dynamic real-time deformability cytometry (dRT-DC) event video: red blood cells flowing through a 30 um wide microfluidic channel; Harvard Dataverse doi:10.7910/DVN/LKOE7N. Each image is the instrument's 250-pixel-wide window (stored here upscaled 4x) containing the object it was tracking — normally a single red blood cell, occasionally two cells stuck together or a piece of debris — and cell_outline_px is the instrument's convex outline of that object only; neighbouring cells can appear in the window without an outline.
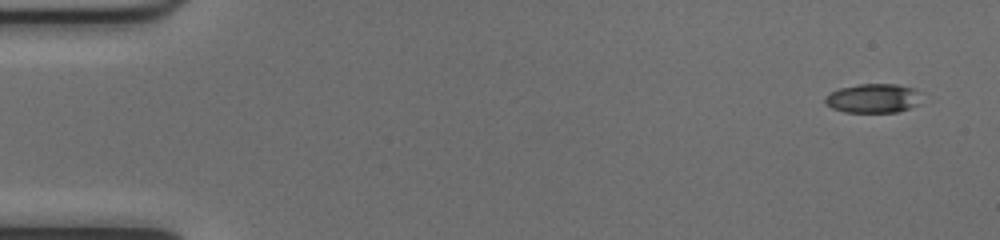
{"species": "common noctule bat (a hibernating species)", "species_latin": "Nyctalus noctula", "temperature_condition": "cold", "stored_images_in_passage": 50, "camera_frame_rate_fps": 3000, "um_per_image_px": 0.085, "animal": {"sex": "female", "body_mass_g": 17.0, "forearm_length_mm": 48.0}, "frame": {"image": 1, "passage_image": 1, "time_ms": 0.0, "image_size_px": [1000, 240], "cell_outline_px": [[916, 104], [908, 108], [896, 112], [844, 112], [832, 108], [824, 104], [824, 100], [832, 92], [840, 88], [860, 84], [896, 84], [912, 88], [916, 92]], "centroid_in_image_um": [74.12, 8.36], "position_along_channel_um": 10.9, "area_um2": 15.84}}
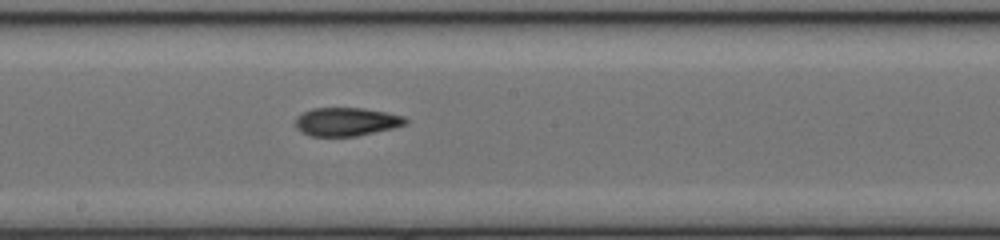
{"frame": {"image": 2, "passage_image": 27, "time_ms": 8.667, "image_size_px": [1000, 240], "cell_outline_px": [[408, 124], [392, 128], [356, 136], [308, 136], [300, 132], [296, 128], [296, 116], [312, 108], [364, 108], [404, 116], [408, 120]], "centroid_in_image_um": [29.42, 10.35], "position_along_channel_um": 218.8, "area_um2": 18.26}}
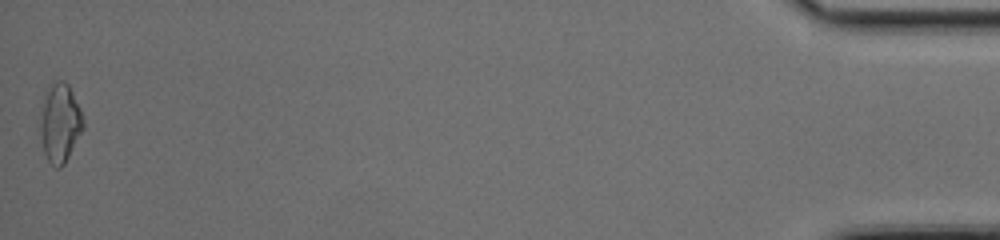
{"frame": {"image": 3, "passage_image": 50, "time_ms": 16.333, "image_size_px": [1000, 240], "cell_outline_px": [[84, 128], [64, 164], [60, 168], [56, 168], [48, 160], [44, 152], [40, 132], [40, 124], [44, 92], [48, 84], [56, 80], [64, 80], [68, 84], [80, 108], [84, 120]], "centroid_in_image_um": [5.1, 10.41], "position_along_channel_um": 430.1, "area_um2": 19.83}, "authors_computed_cell_mechanics": {"area_um2": 18.0336, "velocity_mm_per_s": 4.0415, "shape_relaxation_time_tau1_ms": 7.0036, "shape_relaxation_time_tau2_ms": 2.63, "deformation_change_tau1": 0.1962, "deformation_change_tau2": 0.1026}}